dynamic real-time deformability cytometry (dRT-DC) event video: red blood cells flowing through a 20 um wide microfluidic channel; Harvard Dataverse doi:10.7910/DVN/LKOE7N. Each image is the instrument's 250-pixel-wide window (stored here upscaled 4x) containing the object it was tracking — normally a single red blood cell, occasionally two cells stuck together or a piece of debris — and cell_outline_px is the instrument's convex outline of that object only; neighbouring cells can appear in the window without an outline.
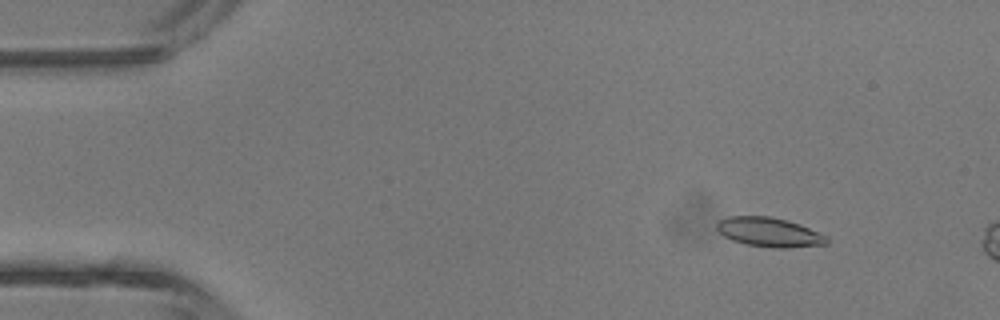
{"species": "common noctule bat (a hibernating species)", "species_latin": "Nyctalus noctula", "temperature_condition": "room temperature", "stored_images_in_passage": 4, "camera_frame_rate_fps": 3000, "um_per_image_px": 0.085, "animal": {"sex": "male", "body_mass_g": 13.3}, "frame": {"image": 1, "passage_image": 2, "time_ms": 1.333, "image_size_px": [1000, 320], "cell_outline_px": [[828, 244], [784, 248], [772, 248], [748, 244], [732, 240], [724, 236], [716, 228], [716, 224], [720, 220], [728, 216], [772, 216], [788, 220], [800, 224], [828, 236]], "centroid_in_image_um": [65.4, 19.73], "position_along_channel_um": 19.6, "area_um2": 18.84}}